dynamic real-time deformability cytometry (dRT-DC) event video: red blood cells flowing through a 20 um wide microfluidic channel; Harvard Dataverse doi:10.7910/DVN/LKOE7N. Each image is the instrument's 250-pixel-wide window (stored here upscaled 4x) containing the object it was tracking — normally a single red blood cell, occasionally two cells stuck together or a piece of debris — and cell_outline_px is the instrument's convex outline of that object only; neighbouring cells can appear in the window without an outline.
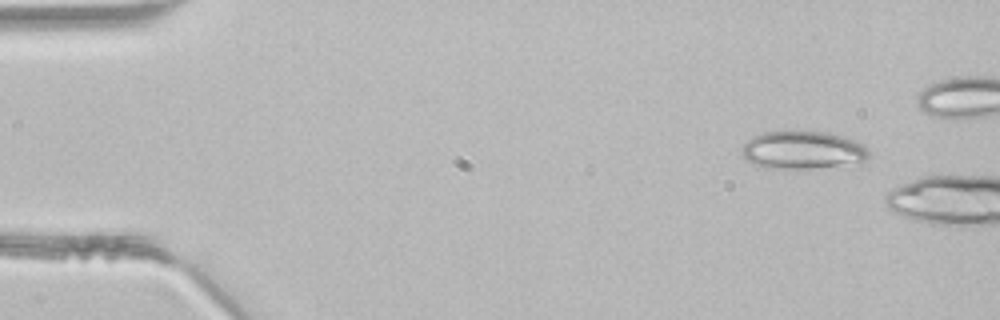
{"species": "common noctule bat (a hibernating species)", "species_latin": "Nyctalus noctula", "temperature_condition": "room temperature", "stored_images_in_passage": 3, "camera_frame_rate_fps": 3000, "um_per_image_px": 0.085, "animal": {"sex": "male", "body_mass_g": 21.5, "forearm_length_mm": 52.0}, "frame": {"image": 1, "passage_image": 1, "time_ms": 0.0, "image_size_px": [1000, 320], "cell_outline_px": [[868, 156], [860, 164], [812, 168], [764, 168], [752, 164], [744, 156], [740, 148], [752, 136], [764, 132], [828, 132], [864, 144], [868, 148]], "centroid_in_image_um": [68.24, 12.78], "position_along_channel_um": 16.8, "area_um2": 28.03}}